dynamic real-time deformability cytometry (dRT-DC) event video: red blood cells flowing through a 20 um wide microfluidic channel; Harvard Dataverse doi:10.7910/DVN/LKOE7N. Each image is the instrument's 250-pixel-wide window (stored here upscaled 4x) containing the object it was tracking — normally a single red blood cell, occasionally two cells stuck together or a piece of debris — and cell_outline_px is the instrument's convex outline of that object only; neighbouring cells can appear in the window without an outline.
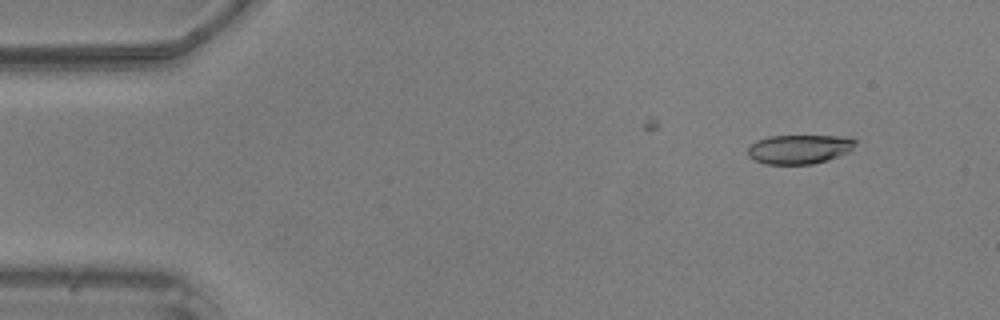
{"species": "common noctule bat (a hibernating species)", "species_latin": "Nyctalus noctula", "temperature_condition": "warm", "stored_images_in_passage": 13, "camera_frame_rate_fps": 3000, "um_per_image_px": 0.085, "animal": {"sex": "male", "body_mass_g": 20.5, "forearm_length_mm": 52.5}, "frame": {"image": 1, "passage_image": 3, "time_ms": 0.667, "image_size_px": [1000, 320], "cell_outline_px": [[860, 140], [848, 152], [828, 160], [812, 164], [768, 164], [756, 160], [748, 156], [748, 148], [756, 140], [768, 136], [848, 136]], "centroid_in_image_um": [67.99, 12.66], "position_along_channel_um": 17.0, "area_um2": 18.38}}